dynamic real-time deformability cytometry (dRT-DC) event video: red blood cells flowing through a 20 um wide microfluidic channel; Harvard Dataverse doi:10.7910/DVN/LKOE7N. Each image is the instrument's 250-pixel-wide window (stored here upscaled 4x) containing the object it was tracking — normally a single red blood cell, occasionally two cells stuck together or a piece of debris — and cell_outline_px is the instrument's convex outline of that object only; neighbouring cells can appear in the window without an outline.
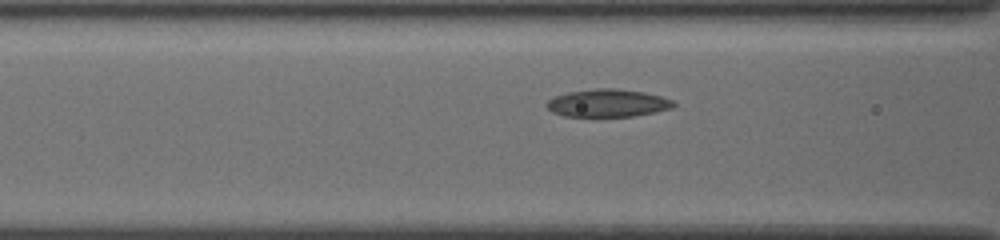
{"species": "common noctule bat (a hibernating species)", "species_latin": "Nyctalus noctula", "temperature_condition": "cold", "stored_images_in_passage": 9, "camera_frame_rate_fps": 3000, "um_per_image_px": 0.085, "animal": {"sex": "female", "body_mass_g": 19.5, "forearm_length_mm": 54.1}, "frame": {"image": 1, "passage_image": 7, "time_ms": 2.0, "image_size_px": [1000, 240], "cell_outline_px": [[676, 104], [672, 108], [632, 116], [564, 116], [552, 112], [544, 104], [548, 100], [556, 96], [568, 92], [596, 88], [612, 88], [644, 92], [660, 96], [672, 100]], "centroid_in_image_um": [51.63, 8.76], "position_along_channel_um": 115.0, "area_um2": 20.29}}